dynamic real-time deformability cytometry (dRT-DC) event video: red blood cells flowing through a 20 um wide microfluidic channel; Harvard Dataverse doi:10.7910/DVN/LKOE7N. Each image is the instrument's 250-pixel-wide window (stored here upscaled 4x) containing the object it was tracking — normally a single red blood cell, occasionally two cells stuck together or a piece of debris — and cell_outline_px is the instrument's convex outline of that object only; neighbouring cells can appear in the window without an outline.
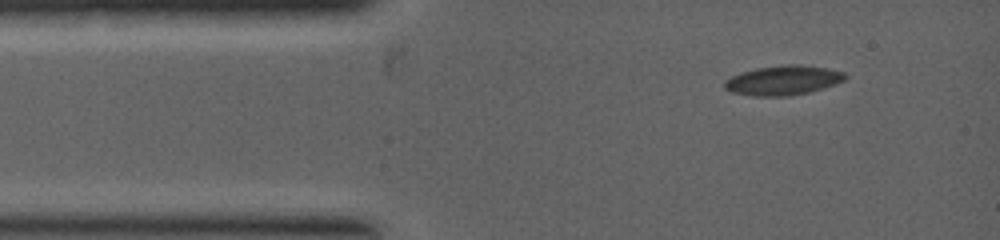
{"species": "common noctule bat (a hibernating species)", "species_latin": "Nyctalus noctula", "temperature_condition": "warm", "stored_images_in_passage": 3, "camera_frame_rate_fps": 5000, "um_per_image_px": 0.085, "animal": {"sex": "female", "body_mass_g": 19.0, "forearm_length_mm": 53.3}, "frame": {"image": 1, "passage_image": 1, "time_ms": 0.0, "image_size_px": [1000, 240], "cell_outline_px": [[848, 76], [844, 80], [836, 84], [824, 88], [808, 92], [788, 96], [752, 96], [732, 92], [724, 88], [724, 80], [732, 76], [756, 68], [788, 64], [796, 64], [828, 68], [844, 72]], "centroid_in_image_um": [66.58, 6.83], "position_along_channel_um": 18.4, "area_um2": 20.75}}
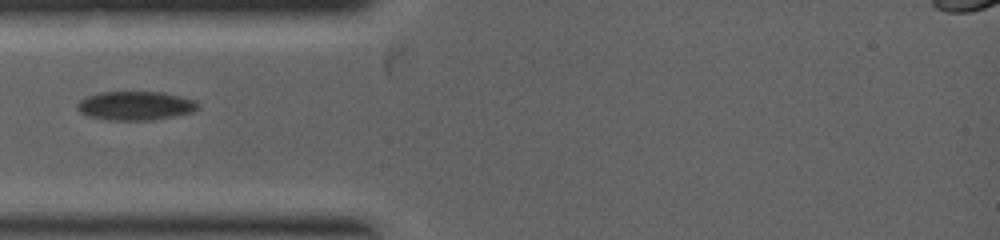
{"frame": {"image": 2, "passage_image": 3, "time_ms": 1.4, "image_size_px": [1000, 240], "cell_outline_px": [[200, 108], [192, 112], [176, 116], [152, 120], [108, 120], [88, 116], [80, 112], [76, 108], [76, 104], [80, 100], [88, 96], [100, 92], [164, 92], [196, 100], [200, 104]], "centroid_in_image_um": [11.54, 8.99], "position_along_channel_um": 73.5, "area_um2": 20.52}}